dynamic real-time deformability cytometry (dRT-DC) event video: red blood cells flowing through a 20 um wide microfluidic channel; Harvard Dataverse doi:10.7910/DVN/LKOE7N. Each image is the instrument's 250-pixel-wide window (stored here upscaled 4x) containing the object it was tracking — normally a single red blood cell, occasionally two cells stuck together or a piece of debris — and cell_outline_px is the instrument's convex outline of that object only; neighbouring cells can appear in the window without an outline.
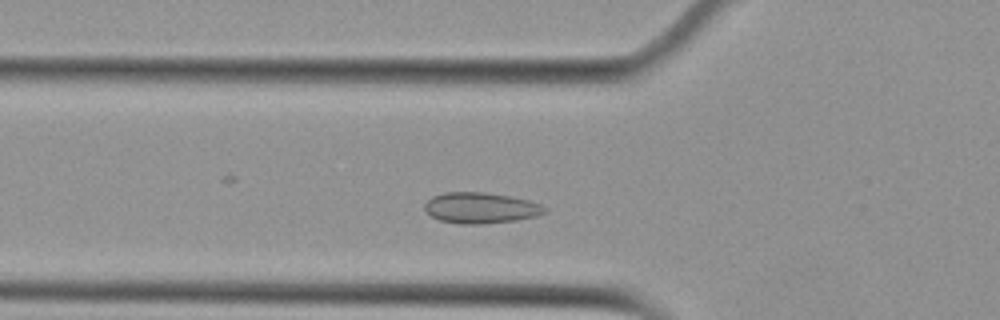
{"species": "Egyptian fruit bat (a non-hibernating species)", "species_latin": "Rousettus aegyptiacus", "temperature_condition": "cold", "stored_images_in_passage": 45, "camera_frame_rate_fps": 3000, "um_per_image_px": 0.085, "animal": {"sex": "female"}, "frame": {"image": 1, "passage_image": 9, "time_ms": 2.667, "image_size_px": [1000, 320], "cell_outline_px": [[548, 208], [544, 212], [536, 216], [516, 220], [480, 224], [460, 224], [440, 220], [432, 216], [424, 208], [424, 204], [432, 196], [444, 192], [484, 192], [512, 196], [528, 200], [540, 204]], "centroid_in_image_um": [40.85, 17.66], "position_along_channel_um": 84.9, "area_um2": 21.56}}
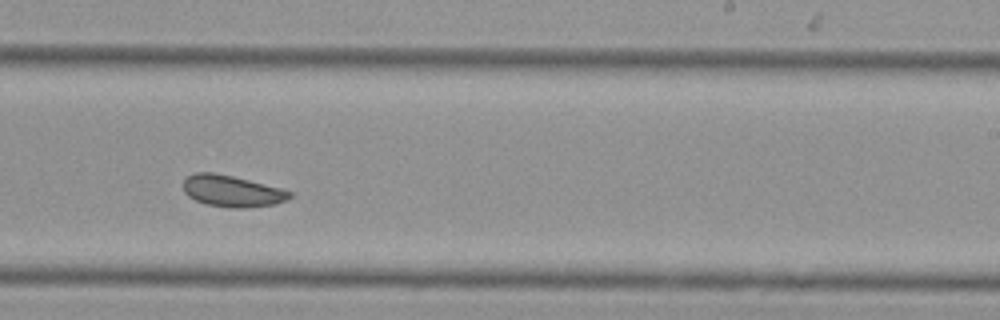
{"frame": {"image": 2, "passage_image": 24, "time_ms": 7.667, "image_size_px": [1000, 320], "cell_outline_px": [[292, 196], [288, 200], [276, 204], [244, 208], [232, 208], [208, 204], [196, 200], [188, 196], [184, 192], [184, 180], [188, 176], [196, 172], [212, 172], [232, 176], [280, 188], [292, 192]], "centroid_in_image_um": [19.74, 16.25], "position_along_channel_um": 269.3, "area_um2": 19.36}}
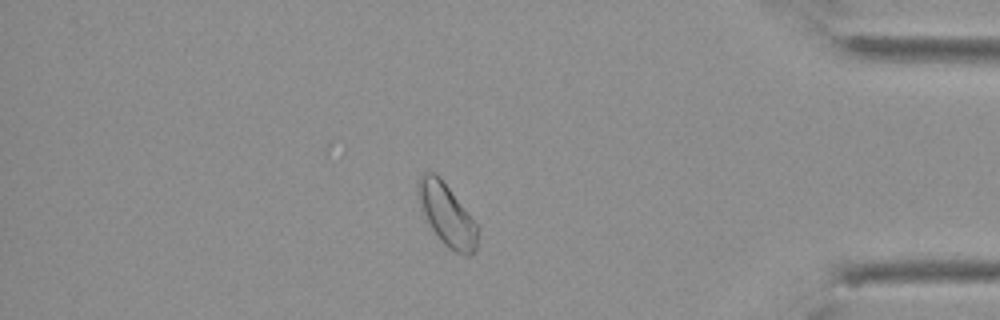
{"frame": {"image": 3, "passage_image": 37, "time_ms": 12.0, "image_size_px": [1000, 320], "cell_outline_px": [[480, 228], [476, 248], [468, 256], [464, 256], [448, 248], [440, 240], [432, 228], [420, 208], [416, 196], [416, 180], [420, 172], [432, 172], [440, 176]], "centroid_in_image_um": [37.95, 18.21], "position_along_channel_um": 397.3, "area_um2": 21.91}}